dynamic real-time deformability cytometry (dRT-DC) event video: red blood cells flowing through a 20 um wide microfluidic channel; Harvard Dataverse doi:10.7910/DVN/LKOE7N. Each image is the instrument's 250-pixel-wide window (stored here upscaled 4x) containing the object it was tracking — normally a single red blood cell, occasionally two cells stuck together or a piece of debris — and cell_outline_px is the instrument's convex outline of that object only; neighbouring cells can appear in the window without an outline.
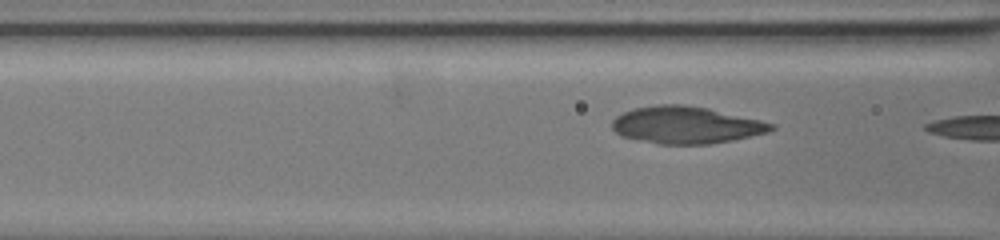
{"species": "common noctule bat (a hibernating species)", "species_latin": "Nyctalus noctula", "temperature_condition": "warm", "stored_images_in_passage": 7, "camera_frame_rate_fps": 3000, "um_per_image_px": 0.085, "animal": {"sex": "female", "body_mass_g": 19.5, "forearm_length_mm": 54.1}, "frame": {"image": 1, "passage_image": 5, "time_ms": 1.333, "image_size_px": [1000, 240], "cell_outline_px": [[776, 128], [768, 132], [732, 140], [708, 144], [660, 144], [620, 136], [612, 128], [612, 120], [616, 116], [632, 108], [656, 104], [684, 104], [708, 108], [760, 120], [776, 124]], "centroid_in_image_um": [58.3, 10.62], "position_along_channel_um": 108.3, "area_um2": 34.45}}